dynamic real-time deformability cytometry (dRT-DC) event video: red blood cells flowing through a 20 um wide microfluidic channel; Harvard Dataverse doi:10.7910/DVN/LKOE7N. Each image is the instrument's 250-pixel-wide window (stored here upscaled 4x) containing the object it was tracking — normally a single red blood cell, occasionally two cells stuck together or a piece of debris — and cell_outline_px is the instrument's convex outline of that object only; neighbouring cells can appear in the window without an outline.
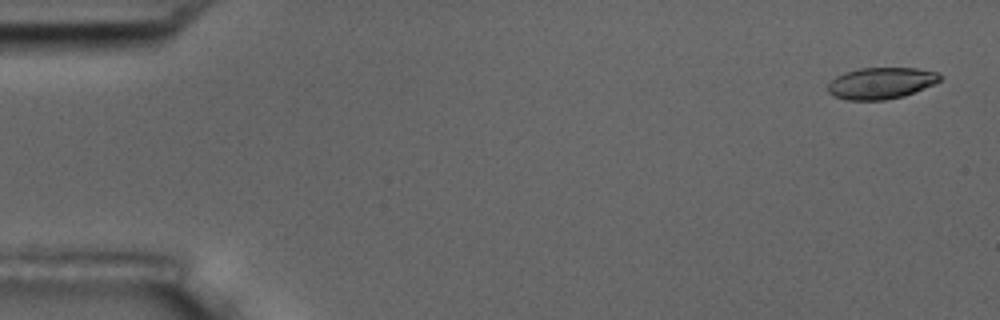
{"species": "common noctule bat (a hibernating species)", "species_latin": "Nyctalus noctula", "temperature_condition": "room temperature", "stored_images_in_passage": 11, "camera_frame_rate_fps": 3000, "um_per_image_px": 0.085, "animal": {"sex": "male", "body_mass_g": 17.5, "forearm_length_mm": 52.3}, "frame": {"image": 1, "passage_image": 1, "time_ms": 0.0, "image_size_px": [1000, 320], "cell_outline_px": [[940, 80], [924, 88], [904, 96], [884, 100], [844, 100], [832, 96], [828, 92], [828, 84], [836, 76], [844, 72], [860, 68], [916, 68], [940, 72]], "centroid_in_image_um": [74.85, 7.07], "position_along_channel_um": 10.1, "area_um2": 20.63}}
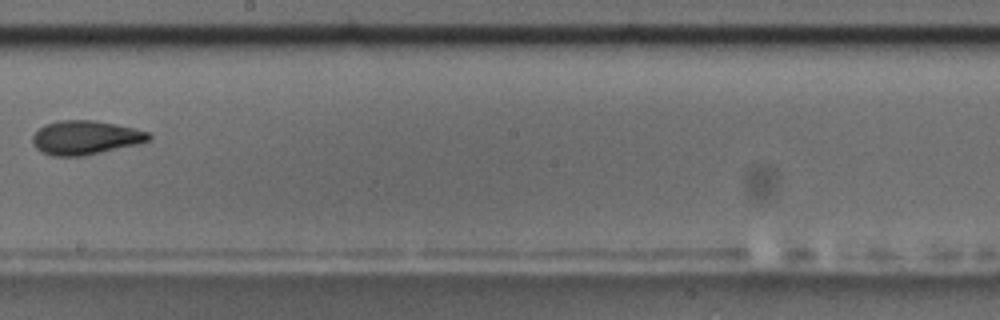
{"frame": {"image": 2, "passage_image": 10, "time_ms": 10.333, "image_size_px": [1000, 320], "cell_outline_px": [[152, 136], [148, 140], [136, 144], [84, 156], [52, 156], [40, 152], [32, 144], [32, 136], [44, 124], [60, 120], [96, 120], [136, 128], [148, 132]], "centroid_in_image_um": [7.22, 11.69], "position_along_channel_um": 241.0, "area_um2": 23.06}}
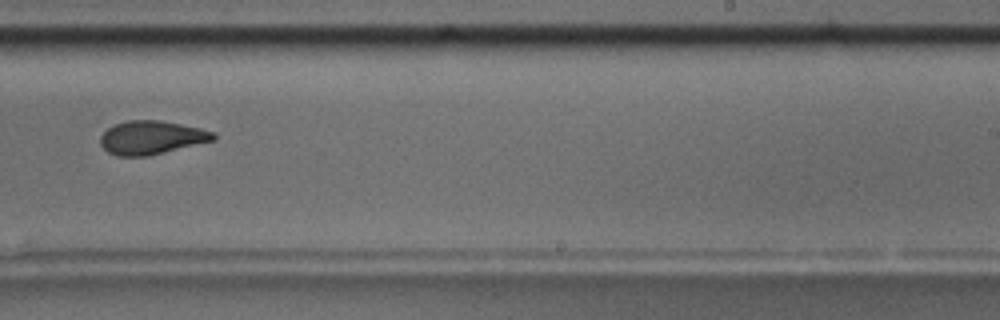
{"frame": {"image": 3, "passage_image": 11, "time_ms": 11.333, "image_size_px": [1000, 320], "cell_outline_px": [[216, 140], [148, 156], [116, 156], [108, 152], [100, 144], [100, 136], [112, 124], [128, 120], [160, 120], [200, 128], [212, 132], [216, 136]], "centroid_in_image_um": [12.85, 11.69], "position_along_channel_um": 276.1, "area_um2": 22.14}}